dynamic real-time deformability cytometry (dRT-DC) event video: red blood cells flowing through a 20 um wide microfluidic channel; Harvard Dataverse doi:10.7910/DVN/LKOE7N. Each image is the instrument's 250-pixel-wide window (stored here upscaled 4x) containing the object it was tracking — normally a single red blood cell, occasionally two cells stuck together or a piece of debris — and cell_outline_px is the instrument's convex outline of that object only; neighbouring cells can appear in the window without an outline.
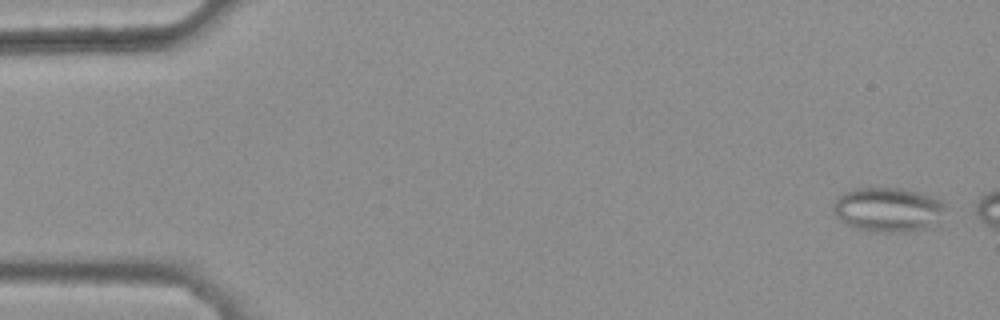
{"species": "common noctule bat (a hibernating species)", "species_latin": "Nyctalus noctula", "temperature_condition": "warm", "stored_images_in_passage": 7, "camera_frame_rate_fps": 3000, "um_per_image_px": 0.085, "animal": {"sex": "female", "body_mass_g": 25.1}, "frame": {"image": 1, "passage_image": 2, "time_ms": 0.333, "image_size_px": [1000, 320], "cell_outline_px": [[944, 208], [940, 228], [904, 232], [868, 232], [856, 228], [840, 220], [836, 216], [832, 208], [832, 204], [844, 192], [856, 188], [904, 188], [920, 192], [932, 196], [940, 200], [944, 204]], "centroid_in_image_um": [75.56, 17.85], "position_along_channel_um": 9.4, "area_um2": 29.82}}